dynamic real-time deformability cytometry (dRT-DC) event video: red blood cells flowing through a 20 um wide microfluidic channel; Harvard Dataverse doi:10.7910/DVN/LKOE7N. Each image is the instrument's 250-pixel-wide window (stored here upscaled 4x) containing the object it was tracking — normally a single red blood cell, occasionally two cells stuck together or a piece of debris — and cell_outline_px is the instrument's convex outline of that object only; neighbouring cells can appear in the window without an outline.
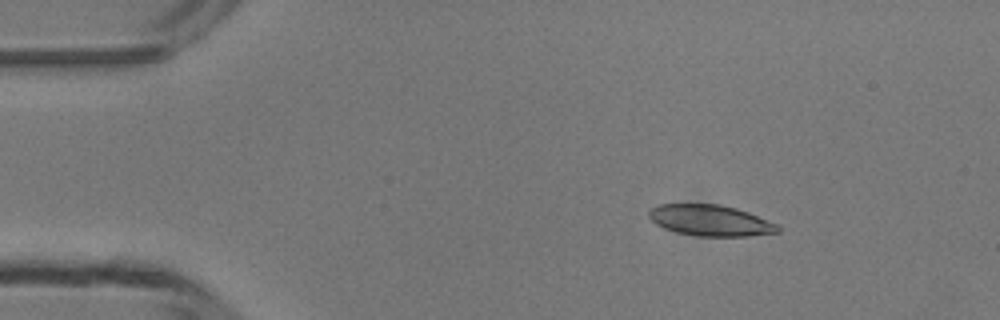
{"species": "common noctule bat (a hibernating species)", "species_latin": "Nyctalus noctula", "temperature_condition": "room temperature", "stored_images_in_passage": 4, "camera_frame_rate_fps": 3000, "um_per_image_px": 0.085, "animal": {"sex": "male", "body_mass_g": 13.3}, "frame": {"image": 1, "passage_image": 2, "time_ms": 1.0, "image_size_px": [1000, 320], "cell_outline_px": [[780, 232], [748, 236], [696, 236], [676, 232], [664, 228], [656, 224], [648, 216], [648, 212], [656, 204], [716, 204], [736, 208], [748, 212], [780, 224]], "centroid_in_image_um": [60.41, 18.74], "position_along_channel_um": 24.6, "area_um2": 23.47}}